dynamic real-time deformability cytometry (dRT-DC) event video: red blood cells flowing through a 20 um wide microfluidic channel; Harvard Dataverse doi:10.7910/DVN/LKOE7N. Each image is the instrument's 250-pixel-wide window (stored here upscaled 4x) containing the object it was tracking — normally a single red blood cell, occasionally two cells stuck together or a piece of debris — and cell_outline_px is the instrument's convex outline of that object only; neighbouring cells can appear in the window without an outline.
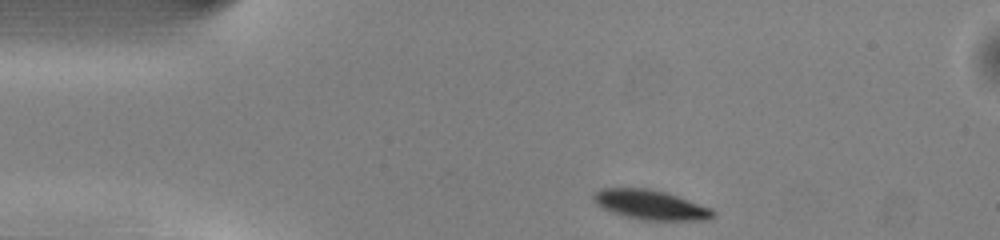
{"species": "common noctule bat (a hibernating species)", "species_latin": "Nyctalus noctula", "temperature_condition": "warm", "stored_images_in_passage": 42, "camera_frame_rate_fps": 3000, "um_per_image_px": 0.085, "animal": {"sex": "male", "body_mass_g": 13.0, "forearm_length_mm": 53.1}, "frame": {"image": 1, "passage_image": 1, "time_ms": 0.0, "image_size_px": [1000, 240], "cell_outline_px": [[716, 216], [708, 220], [640, 220], [624, 216], [612, 212], [596, 204], [592, 196], [600, 188], [648, 188], [668, 192], [712, 208], [716, 212]], "centroid_in_image_um": [55.35, 17.41], "position_along_channel_um": 29.7, "area_um2": 20.87}}
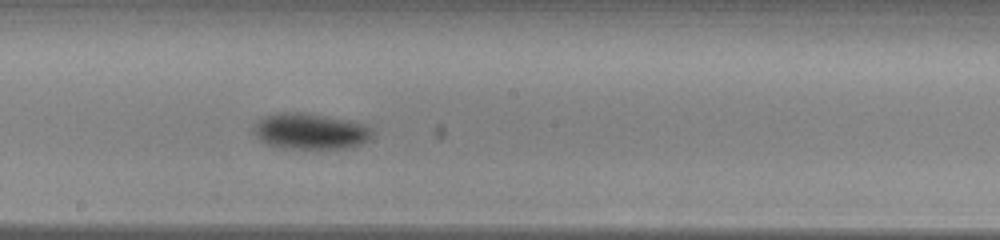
{"frame": {"image": 2, "passage_image": 19, "time_ms": 6.0, "image_size_px": [1000, 240], "cell_outline_px": [[372, 136], [368, 140], [360, 144], [344, 148], [288, 148], [268, 144], [260, 140], [252, 132], [252, 128], [264, 116], [280, 112], [300, 112], [348, 120], [364, 124], [372, 128]], "centroid_in_image_um": [26.36, 11.15], "position_along_channel_um": 221.8, "area_um2": 24.57}}
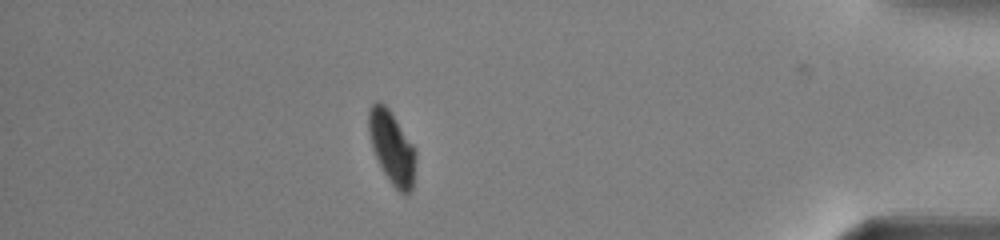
{"frame": {"image": 3, "passage_image": 36, "time_ms": 11.667, "image_size_px": [1000, 240], "cell_outline_px": [[416, 160], [412, 188], [404, 196], [392, 184], [384, 172], [372, 148], [368, 128], [368, 108], [376, 100], [380, 100], [388, 108], [416, 148]], "centroid_in_image_um": [33.31, 12.5], "position_along_channel_um": 401.9, "area_um2": 19.94}, "authors_computed_cell_mechanics": {"area_um2": 22.5709, "velocity_mm_per_s": 4.0309, "shape_relaxation_time_tau1_ms": 1.1412, "shape_relaxation_time_tau2_ms": null, "deformation_change_tau1": 0.1137, "deformation_change_tau2": null}}